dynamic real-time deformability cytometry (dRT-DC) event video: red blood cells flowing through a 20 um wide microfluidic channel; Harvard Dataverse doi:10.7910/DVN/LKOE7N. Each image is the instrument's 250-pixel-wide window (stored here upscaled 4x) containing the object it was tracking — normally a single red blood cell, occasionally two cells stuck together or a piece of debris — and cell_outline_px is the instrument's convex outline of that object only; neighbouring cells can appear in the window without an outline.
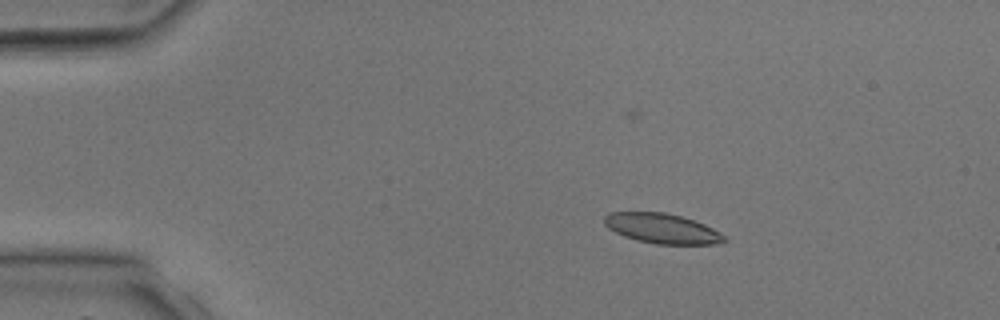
{"species": "common noctule bat (a hibernating species)", "species_latin": "Nyctalus noctula", "temperature_condition": "room temperature", "stored_images_in_passage": 5, "camera_frame_rate_fps": 3000, "um_per_image_px": 0.085, "animal": {"sex": "male", "body_mass_g": 17.9, "forearm_length_mm": 54.2}, "frame": {"image": 1, "passage_image": 3, "time_ms": 2.333, "image_size_px": [1000, 320], "cell_outline_px": [[728, 240], [716, 244], [656, 244], [636, 240], [624, 236], [608, 228], [604, 224], [604, 216], [608, 212], [664, 212], [680, 216], [704, 224], [720, 232]], "centroid_in_image_um": [56.26, 19.42], "position_along_channel_um": 28.7, "area_um2": 20.87}}
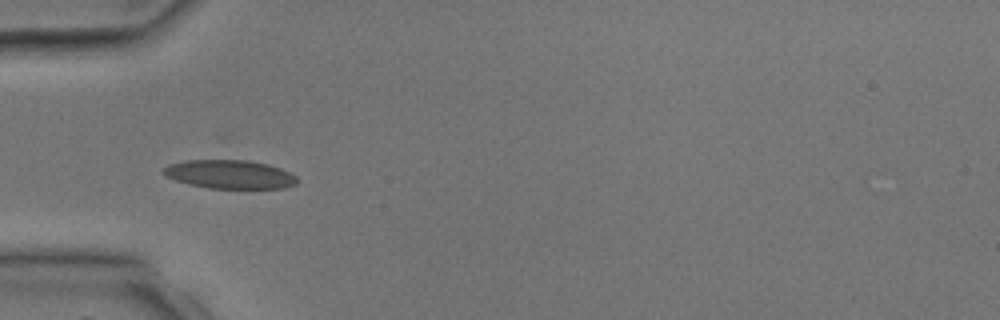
{"frame": {"image": 2, "passage_image": 5, "time_ms": 4.333, "image_size_px": [1000, 320], "cell_outline_px": [[300, 180], [296, 184], [284, 188], [208, 188], [188, 184], [176, 180], [160, 172], [168, 164], [184, 160], [248, 160], [268, 164], [280, 168], [296, 176]], "centroid_in_image_um": [19.53, 14.81], "position_along_channel_um": 65.5, "area_um2": 22.37}}